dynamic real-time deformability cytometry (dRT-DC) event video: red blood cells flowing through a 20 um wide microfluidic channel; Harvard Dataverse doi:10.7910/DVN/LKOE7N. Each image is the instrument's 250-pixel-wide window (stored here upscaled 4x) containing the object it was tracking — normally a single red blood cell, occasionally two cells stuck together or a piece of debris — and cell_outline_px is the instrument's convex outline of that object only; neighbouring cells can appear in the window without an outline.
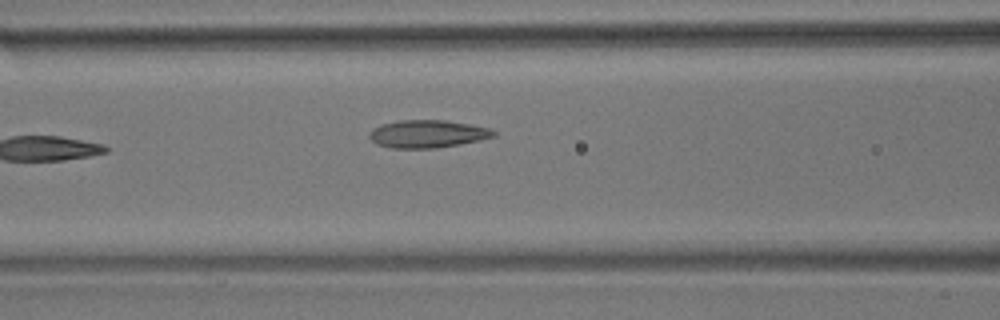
{"species": "common noctule bat (a hibernating species)", "species_latin": "Nyctalus noctula", "temperature_condition": "room temperature", "stored_images_in_passage": 7, "camera_frame_rate_fps": 3000, "um_per_image_px": 0.085, "animal": {"sex": "male", "body_mass_g": 17.9}, "frame": {"image": 1, "passage_image": 7, "time_ms": 2.0, "image_size_px": [1000, 320], "cell_outline_px": [[496, 136], [480, 140], [460, 144], [436, 148], [392, 148], [376, 144], [368, 136], [368, 132], [372, 128], [396, 120], [444, 120], [492, 128], [496, 132]], "centroid_in_image_um": [36.33, 11.38], "position_along_channel_um": 130.3, "area_um2": 20.17}}